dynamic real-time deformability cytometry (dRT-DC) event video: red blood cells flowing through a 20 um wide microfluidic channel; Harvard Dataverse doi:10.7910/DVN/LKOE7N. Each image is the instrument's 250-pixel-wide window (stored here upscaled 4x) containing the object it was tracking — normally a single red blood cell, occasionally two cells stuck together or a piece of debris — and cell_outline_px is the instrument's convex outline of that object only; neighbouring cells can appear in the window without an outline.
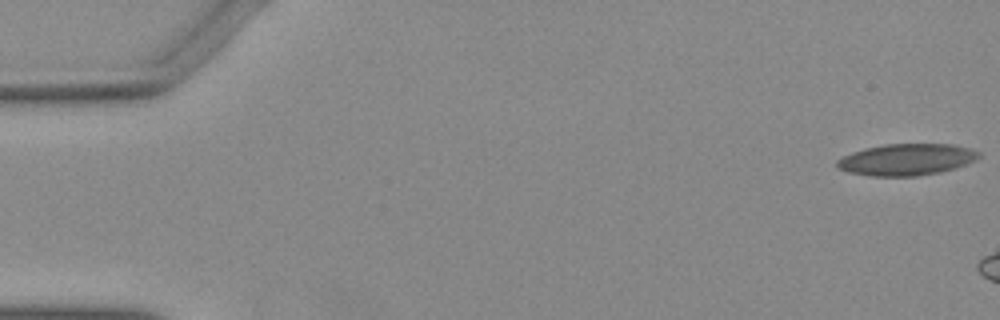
{"species": "Egyptian fruit bat (a non-hibernating species)", "species_latin": "Rousettus aegyptiacus", "temperature_condition": "warm", "stored_images_in_passage": 6, "camera_frame_rate_fps": 3000, "um_per_image_px": 0.085, "animal": {"sex": "female"}, "frame": {"image": 1, "passage_image": 1, "time_ms": 0.0, "image_size_px": [1000, 320], "cell_outline_px": [[980, 156], [976, 160], [956, 168], [940, 172], [916, 176], [872, 176], [848, 172], [840, 168], [836, 164], [836, 160], [852, 152], [864, 148], [884, 144], [952, 144], [972, 148], [980, 152]], "centroid_in_image_um": [77.09, 13.55], "position_along_channel_um": 7.9, "area_um2": 26.18}}